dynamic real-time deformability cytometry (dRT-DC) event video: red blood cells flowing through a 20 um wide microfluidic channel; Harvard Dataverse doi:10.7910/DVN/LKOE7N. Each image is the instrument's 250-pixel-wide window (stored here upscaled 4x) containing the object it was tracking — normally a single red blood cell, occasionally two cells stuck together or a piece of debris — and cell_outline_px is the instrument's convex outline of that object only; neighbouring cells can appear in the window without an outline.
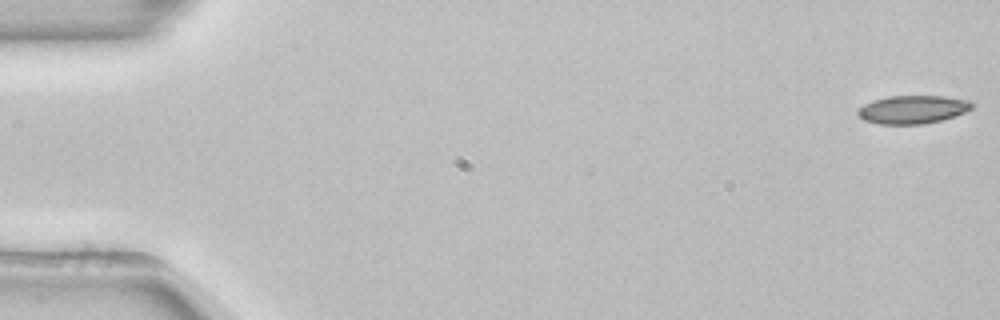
{"species": "common noctule bat (a hibernating species)", "species_latin": "Nyctalus noctula", "temperature_condition": "room temperature", "stored_images_in_passage": 53, "camera_frame_rate_fps": 3000, "um_per_image_px": 0.085, "animal": {"sex": "female", "body_mass_g": 22.7, "forearm_length_mm": 54.2}, "frame": {"image": 1, "passage_image": 1, "time_ms": 0.0, "image_size_px": [1000, 320], "cell_outline_px": [[976, 104], [972, 108], [964, 112], [940, 120], [924, 124], [876, 124], [864, 120], [856, 112], [864, 104], [872, 100], [888, 96], [944, 96], [968, 100]], "centroid_in_image_um": [77.57, 9.3], "position_along_channel_um": 7.4, "area_um2": 18.73}}
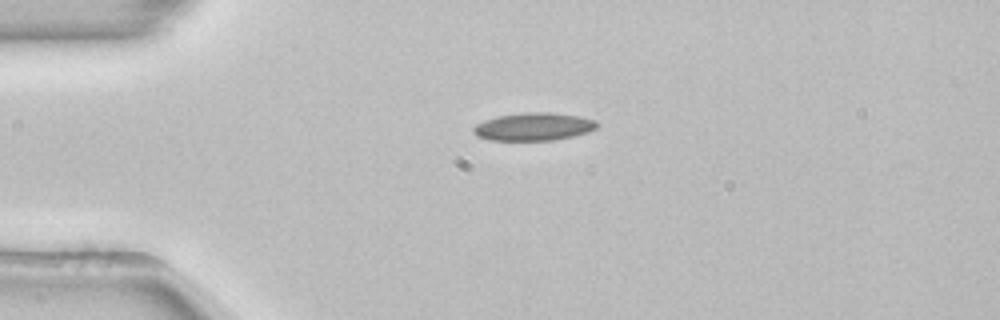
{"frame": {"image": 2, "passage_image": 13, "time_ms": 4.0, "image_size_px": [1000, 320], "cell_outline_px": [[600, 124], [596, 128], [588, 132], [572, 136], [552, 140], [488, 140], [476, 136], [472, 132], [472, 128], [476, 124], [484, 120], [496, 116], [528, 112], [548, 112], [580, 116], [596, 120]], "centroid_in_image_um": [45.34, 10.76], "position_along_channel_um": 39.7, "area_um2": 20.17}}
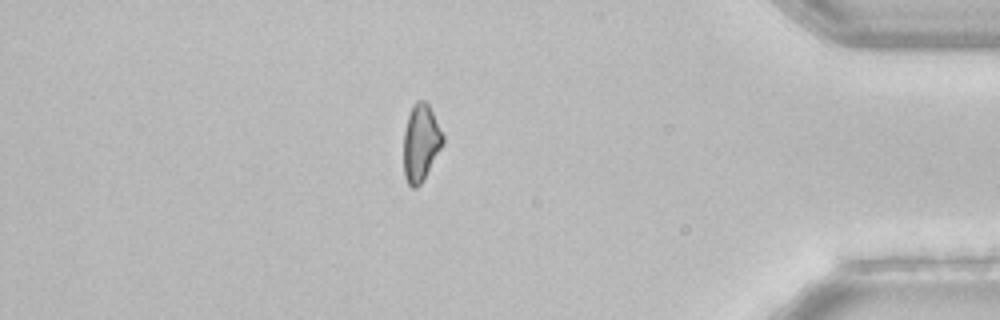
{"frame": {"image": 3, "passage_image": 46, "time_ms": 15.0, "image_size_px": [1000, 320], "cell_outline_px": [[444, 144], [424, 180], [416, 188], [412, 188], [408, 184], [404, 176], [404, 132], [408, 116], [412, 104], [416, 100], [424, 100], [428, 104], [444, 136]], "centroid_in_image_um": [35.77, 12.15], "position_along_channel_um": 399.4, "area_um2": 17.74}}